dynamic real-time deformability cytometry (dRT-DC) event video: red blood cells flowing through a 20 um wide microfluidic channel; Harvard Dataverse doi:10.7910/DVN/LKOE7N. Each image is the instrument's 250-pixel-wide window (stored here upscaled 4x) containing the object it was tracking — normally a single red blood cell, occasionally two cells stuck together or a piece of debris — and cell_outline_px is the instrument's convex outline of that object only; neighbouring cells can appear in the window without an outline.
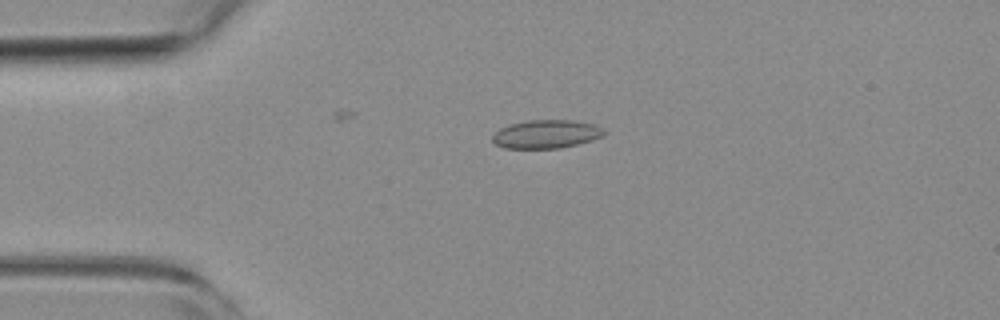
{"species": "common noctule bat (a hibernating species)", "species_latin": "Nyctalus noctula", "temperature_condition": "room temperature", "stored_images_in_passage": 42, "camera_frame_rate_fps": 3000, "um_per_image_px": 0.085, "animal": {"sex": "female", "body_mass_g": 19.3, "forearm_length_mm": 54.1}, "frame": {"image": 1, "passage_image": 1, "time_ms": 0.0, "image_size_px": [1000, 320], "cell_outline_px": [[604, 136], [592, 140], [560, 148], [504, 148], [496, 144], [492, 140], [492, 136], [500, 128], [512, 124], [528, 120], [572, 120], [596, 124], [604, 128]], "centroid_in_image_um": [46.46, 11.39], "position_along_channel_um": 38.5, "area_um2": 18.44}}
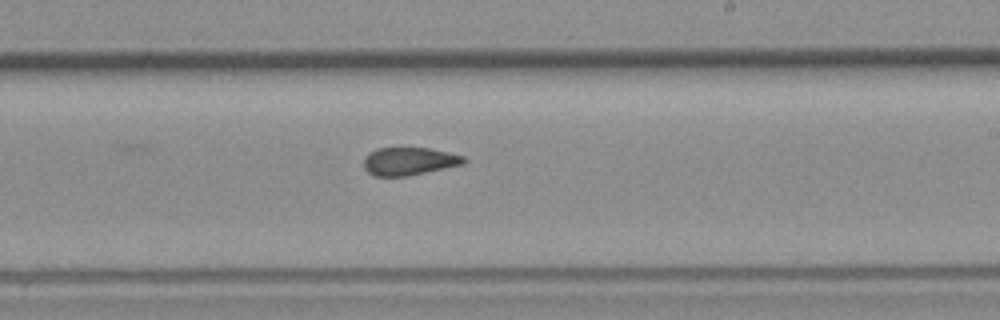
{"frame": {"image": 2, "passage_image": 20, "time_ms": 6.333, "image_size_px": [1000, 320], "cell_outline_px": [[468, 160], [464, 164], [408, 176], [376, 176], [368, 172], [364, 168], [364, 156], [368, 152], [376, 148], [428, 148], [448, 152], [464, 156]], "centroid_in_image_um": [34.77, 13.7], "position_along_channel_um": 254.2, "area_um2": 16.36}}
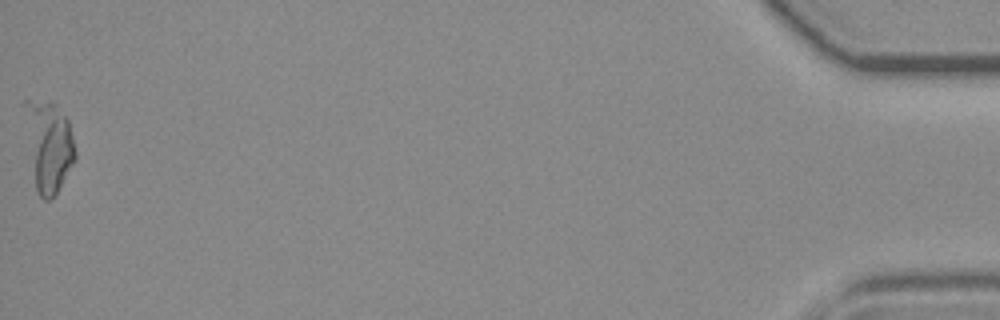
{"frame": {"image": 3, "passage_image": 42, "time_ms": 13.667, "image_size_px": [1000, 320], "cell_outline_px": [[76, 160], [52, 200], [44, 200], [36, 192], [20, 104], [24, 100], [52, 100], [56, 104], [68, 120], [76, 152]], "centroid_in_image_um": [4.08, 12.35], "position_along_channel_um": 431.1, "area_um2": 27.51}, "authors_computed_cell_mechanics": {"area_um2": 16.9932, "velocity_mm_per_s": 3.8419, "shape_relaxation_time_tau1_ms": null, "shape_relaxation_time_tau2_ms": 2.2103, "deformation_change_tau1": null, "deformation_change_tau2": 0.0798}}